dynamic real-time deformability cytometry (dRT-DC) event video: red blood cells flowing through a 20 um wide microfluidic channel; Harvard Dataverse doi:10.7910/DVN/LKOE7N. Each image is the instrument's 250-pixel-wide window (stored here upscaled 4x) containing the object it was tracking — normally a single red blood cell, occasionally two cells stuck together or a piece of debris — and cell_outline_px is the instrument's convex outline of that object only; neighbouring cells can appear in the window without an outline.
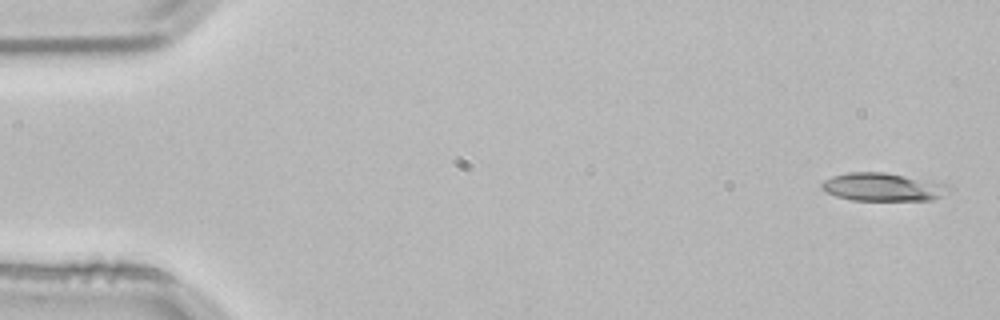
{"species": "common noctule bat (a hibernating species)", "species_latin": "Nyctalus noctula", "temperature_condition": "room temperature", "stored_images_in_passage": 4, "camera_frame_rate_fps": 3000, "um_per_image_px": 0.085, "animal": {"sex": "male", "body_mass_g": 21.5, "forearm_length_mm": 52.0}, "frame": {"image": 1, "passage_image": 1, "time_ms": 0.0, "image_size_px": [1000, 320], "cell_outline_px": [[956, 188], [952, 192], [932, 200], [852, 200], [836, 196], [824, 192], [820, 188], [820, 184], [824, 180], [832, 176], [848, 172], [884, 172], [936, 180], [952, 184]], "centroid_in_image_um": [75.17, 15.89], "position_along_channel_um": 9.8, "area_um2": 21.68}}
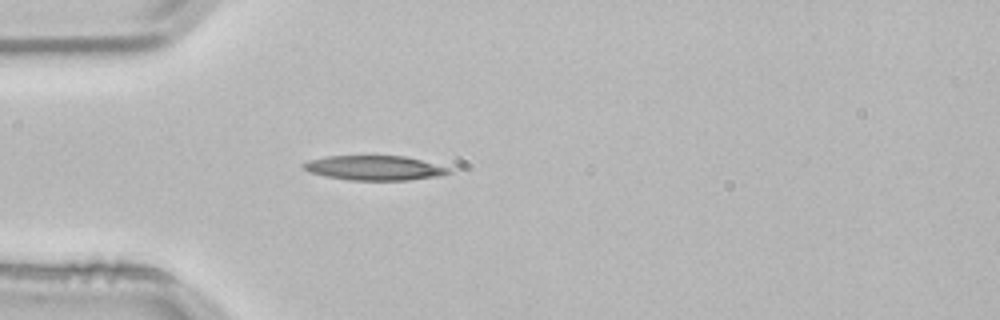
{"frame": {"image": 2, "passage_image": 4, "time_ms": 1.0, "image_size_px": [1000, 320], "cell_outline_px": [[452, 172], [440, 176], [408, 180], [352, 180], [328, 176], [312, 172], [304, 168], [300, 164], [308, 160], [324, 156], [404, 156], [452, 168]], "centroid_in_image_um": [31.86, 14.27], "position_along_channel_um": 53.1, "area_um2": 20.69}}